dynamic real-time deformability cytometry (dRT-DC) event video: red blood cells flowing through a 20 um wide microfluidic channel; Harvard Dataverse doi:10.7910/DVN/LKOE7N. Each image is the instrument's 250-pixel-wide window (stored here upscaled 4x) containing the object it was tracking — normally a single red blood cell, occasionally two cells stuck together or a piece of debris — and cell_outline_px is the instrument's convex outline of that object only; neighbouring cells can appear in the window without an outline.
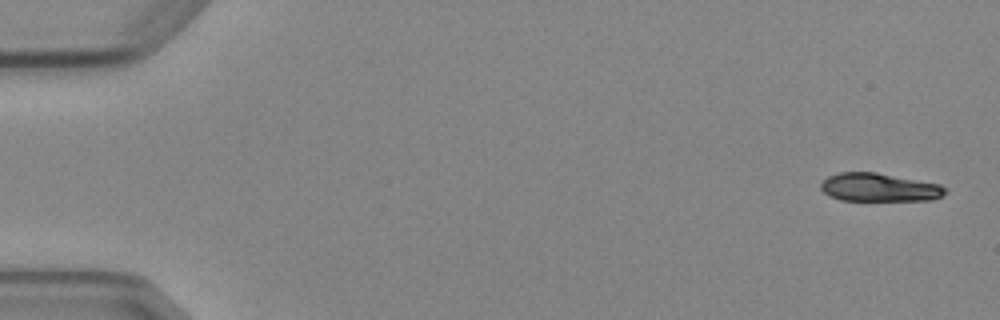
{"species": "Egyptian fruit bat (a non-hibernating species)", "species_latin": "Rousettus aegyptiacus", "temperature_condition": "cold", "stored_images_in_passage": 6, "segment_of_instrument_passage": [1, 2], "camera_frame_rate_fps": 3000, "um_per_image_px": 0.085, "animal": {"sex": "female"}, "frame": {"image": 1, "passage_image": 1, "time_ms": 0.0, "image_size_px": [1000, 320], "cell_outline_px": [[948, 192], [932, 200], [840, 200], [828, 196], [820, 188], [820, 184], [828, 176], [840, 172], [876, 172], [940, 184], [948, 188]], "centroid_in_image_um": [74.74, 15.93], "position_along_channel_um": 10.3, "area_um2": 20.58}}
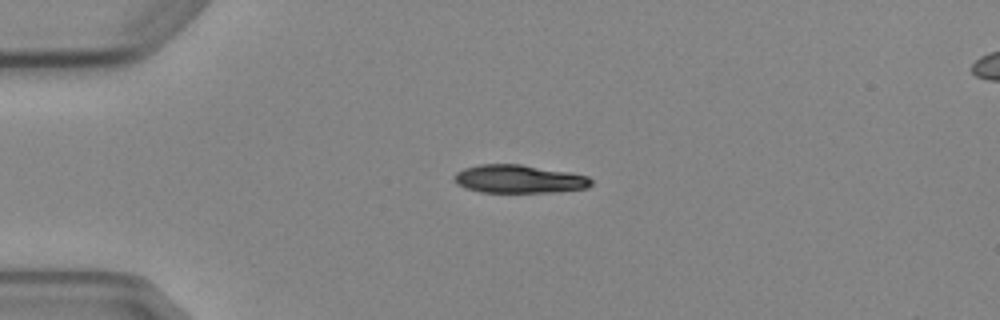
{"frame": {"image": 2, "passage_image": 4, "time_ms": 3.667, "image_size_px": [1000, 320], "cell_outline_px": [[592, 184], [588, 188], [560, 192], [480, 192], [464, 188], [456, 184], [452, 180], [452, 176], [456, 172], [464, 168], [480, 164], [520, 164], [568, 172], [588, 176], [592, 180]], "centroid_in_image_um": [44.08, 15.22], "position_along_channel_um": 40.9, "area_um2": 22.77}}